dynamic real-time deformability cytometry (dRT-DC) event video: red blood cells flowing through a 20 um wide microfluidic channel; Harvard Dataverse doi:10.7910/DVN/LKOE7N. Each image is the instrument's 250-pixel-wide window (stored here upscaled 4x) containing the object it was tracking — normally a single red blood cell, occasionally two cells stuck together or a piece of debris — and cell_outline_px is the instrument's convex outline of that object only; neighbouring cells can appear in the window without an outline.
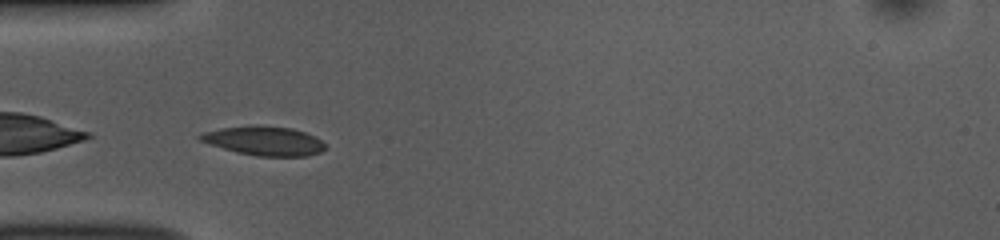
{"species": "common noctule bat (a hibernating species)", "species_latin": "Nyctalus noctula", "temperature_condition": "room temperature", "stored_images_in_passage": 37, "camera_frame_rate_fps": 3000, "um_per_image_px": 0.085, "animal": {"sex": "female", "body_mass_g": 10.0, "forearm_length_mm": 53.1}, "frame": {"image": 1, "passage_image": 1, "time_ms": 0.0, "image_size_px": [1000, 240], "cell_outline_px": [[328, 148], [320, 152], [308, 156], [256, 156], [236, 152], [200, 140], [196, 136], [204, 132], [220, 128], [248, 124], [256, 124], [292, 128], [304, 132], [328, 144]], "centroid_in_image_um": [22.48, 11.96], "position_along_channel_um": 62.5, "area_um2": 21.44}}
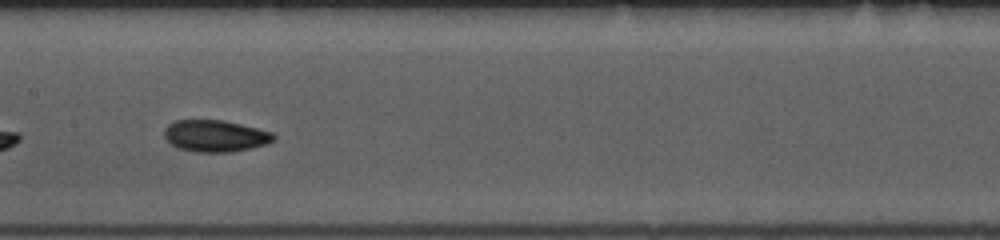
{"frame": {"image": 2, "passage_image": 11, "time_ms": 3.333, "image_size_px": [1000, 240], "cell_outline_px": [[276, 140], [268, 144], [252, 148], [232, 152], [196, 152], [180, 148], [172, 144], [164, 136], [164, 128], [168, 124], [176, 120], [224, 120], [272, 132], [276, 136]], "centroid_in_image_um": [18.33, 11.55], "position_along_channel_um": 189.1, "area_um2": 20.29}}
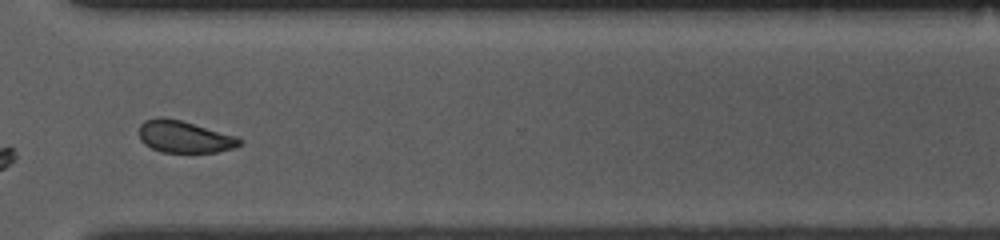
{"frame": {"image": 3, "passage_image": 24, "time_ms": 7.667, "image_size_px": [1000, 240], "cell_outline_px": [[244, 144], [232, 148], [216, 152], [160, 152], [144, 144], [140, 140], [140, 124], [144, 120], [156, 116], [164, 116], [180, 120], [236, 136], [244, 140]], "centroid_in_image_um": [15.66, 11.61], "position_along_channel_um": 354.9, "area_um2": 18.84}, "authors_computed_cell_mechanics": {"area_um2": 19.652, "velocity_mm_per_s": 3.8366, "shape_relaxation_time_tau1_ms": 3.7625, "shape_relaxation_time_tau2_ms": 3.949, "deformation_change_tau1": 0.0988, "deformation_change_tau2": 0.0877}}